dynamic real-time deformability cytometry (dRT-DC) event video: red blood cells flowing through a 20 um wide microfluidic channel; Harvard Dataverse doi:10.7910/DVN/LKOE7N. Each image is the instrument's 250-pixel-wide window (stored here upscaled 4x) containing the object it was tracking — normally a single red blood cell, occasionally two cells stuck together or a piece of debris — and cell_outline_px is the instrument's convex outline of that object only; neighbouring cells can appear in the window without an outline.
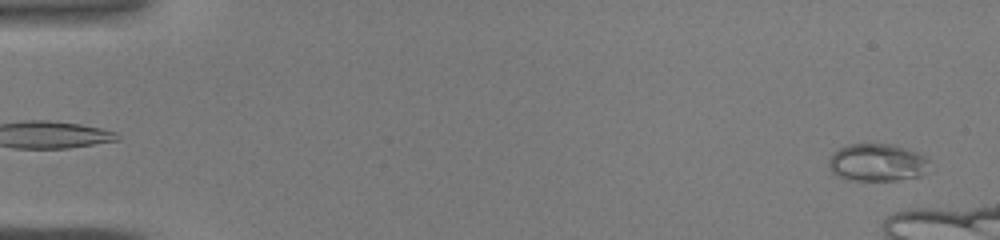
{"species": "common noctule bat (a hibernating species)", "species_latin": "Nyctalus noctula", "temperature_condition": "warm", "stored_images_in_passage": 15, "camera_frame_rate_fps": 3000, "um_per_image_px": 0.085, "animal": {"sex": "male", "body_mass_g": 19.0, "forearm_length_mm": 50.8}, "frame": {"image": 1, "passage_image": 1, "time_ms": 0.0, "image_size_px": [1000, 240], "cell_outline_px": [[928, 160], [924, 172], [920, 176], [896, 180], [852, 180], [836, 176], [828, 168], [828, 160], [832, 152], [848, 144], [896, 144], [920, 152]], "centroid_in_image_um": [74.52, 13.8], "position_along_channel_um": 10.5, "area_um2": 22.2}}